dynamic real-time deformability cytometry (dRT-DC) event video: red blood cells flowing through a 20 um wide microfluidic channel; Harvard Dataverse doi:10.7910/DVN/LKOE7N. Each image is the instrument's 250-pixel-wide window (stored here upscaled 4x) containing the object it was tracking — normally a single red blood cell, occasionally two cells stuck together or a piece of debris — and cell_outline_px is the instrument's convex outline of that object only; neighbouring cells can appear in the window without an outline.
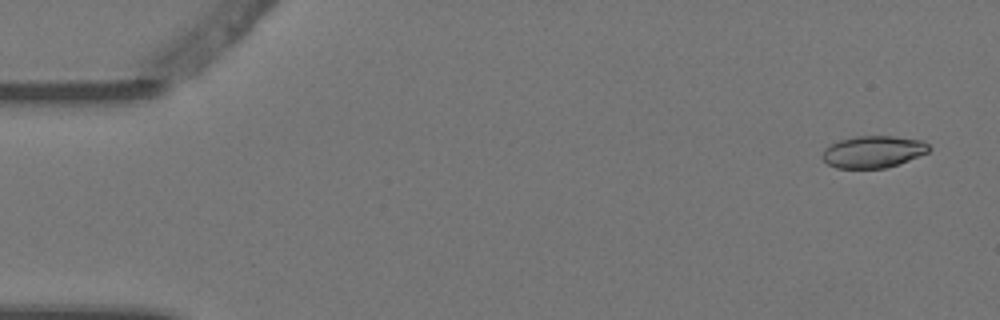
{"species": "Egyptian fruit bat (a non-hibernating species)", "species_latin": "Rousettus aegyptiacus", "temperature_condition": "warm", "stored_images_in_passage": 5, "camera_frame_rate_fps": 3000, "um_per_image_px": 0.085, "animal": {"sex": "female"}, "frame": {"image": 1, "passage_image": 1, "time_ms": 0.0, "image_size_px": [1000, 320], "cell_outline_px": [[932, 148], [928, 152], [908, 160], [884, 168], [836, 168], [828, 164], [824, 160], [824, 148], [840, 140], [856, 136], [896, 136], [924, 140]], "centroid_in_image_um": [74.26, 12.88], "position_along_channel_um": 10.7, "area_um2": 19.71}}
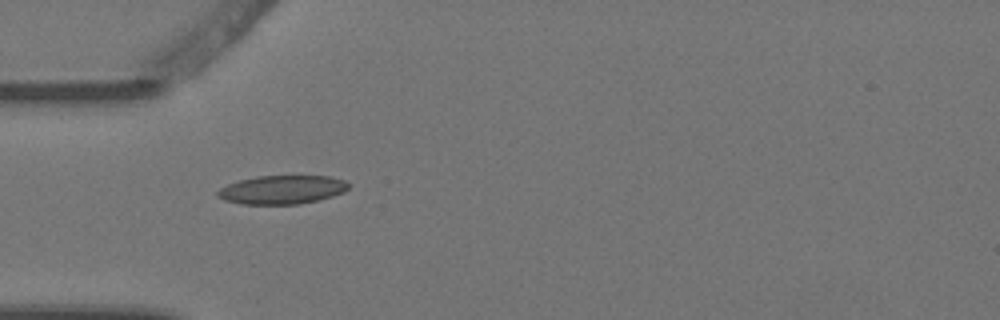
{"frame": {"image": 2, "passage_image": 5, "time_ms": 1.333, "image_size_px": [1000, 320], "cell_outline_px": [[348, 188], [344, 192], [320, 200], [300, 204], [240, 204], [224, 200], [216, 196], [216, 192], [220, 188], [228, 184], [240, 180], [256, 176], [328, 176], [344, 180], [348, 184]], "centroid_in_image_um": [23.95, 16.13], "position_along_channel_um": 61.0, "area_um2": 21.91}}